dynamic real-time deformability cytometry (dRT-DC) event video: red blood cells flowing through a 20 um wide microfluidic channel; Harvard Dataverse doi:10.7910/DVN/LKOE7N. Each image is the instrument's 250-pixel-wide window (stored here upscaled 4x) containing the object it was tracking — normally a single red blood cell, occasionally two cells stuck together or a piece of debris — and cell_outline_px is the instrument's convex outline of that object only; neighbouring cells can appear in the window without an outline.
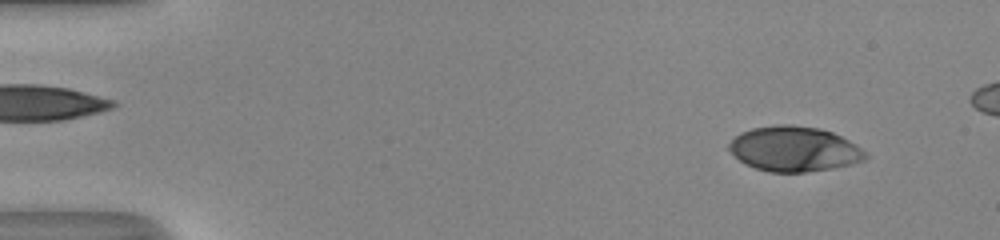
{"species": "human", "species_latin": "Homo sapiens", "temperature_condition": "room temperature", "stored_images_in_passage": 52, "camera_frame_rate_fps": 3000, "um_per_image_px": 0.085, "donor": {"sex": "male"}, "frame": {"image": 1, "passage_image": 5, "time_ms": 1.333, "image_size_px": [1000, 240], "cell_outline_px": [[868, 156], [864, 160], [852, 164], [832, 168], [808, 172], [768, 172], [744, 164], [724, 148], [740, 132], [752, 128], [776, 124], [792, 124], [820, 128], [832, 132], [856, 144], [868, 152]], "centroid_in_image_um": [67.48, 12.66], "position_along_channel_um": 17.5, "area_um2": 36.3}}
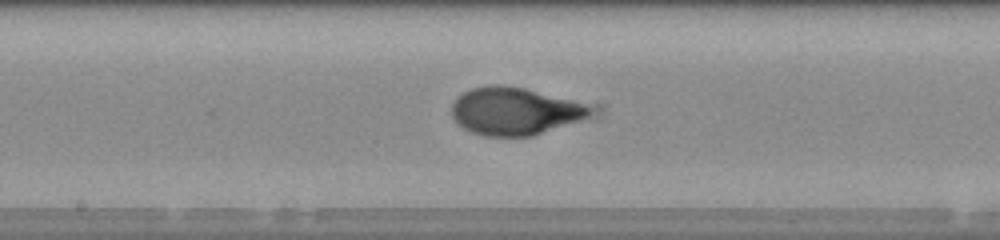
{"frame": {"image": 2, "passage_image": 28, "time_ms": 9.0, "image_size_px": [1000, 240], "cell_outline_px": [[588, 116], [580, 120], [532, 136], [484, 136], [472, 132], [456, 124], [452, 116], [452, 104], [456, 96], [472, 88], [496, 84], [500, 84], [524, 88], [584, 104], [588, 108]], "centroid_in_image_um": [43.63, 9.46], "position_along_channel_um": 204.6, "area_um2": 37.8}}
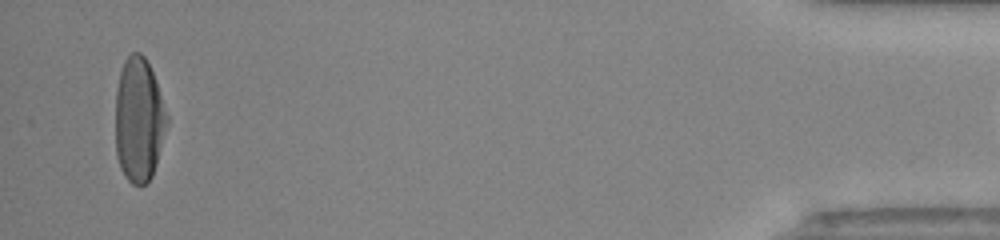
{"frame": {"image": 3, "passage_image": 50, "time_ms": 16.333, "image_size_px": [1000, 240], "cell_outline_px": [[168, 124], [156, 164], [152, 176], [140, 188], [132, 184], [124, 176], [120, 168], [116, 156], [116, 88], [120, 72], [124, 60], [132, 52], [140, 52], [144, 56], [152, 72], [168, 116]], "centroid_in_image_um": [11.79, 10.22], "position_along_channel_um": 423.4, "area_um2": 37.4}, "authors_computed_cell_mechanics": {"area_um2": 37.1365, "velocity_mm_per_s": 4.0996, "shape_relaxation_time_tau1_ms": 4.7476, "shape_relaxation_time_tau2_ms": null, "deformation_change_tau1": 0.2345, "deformation_change_tau2": null}}